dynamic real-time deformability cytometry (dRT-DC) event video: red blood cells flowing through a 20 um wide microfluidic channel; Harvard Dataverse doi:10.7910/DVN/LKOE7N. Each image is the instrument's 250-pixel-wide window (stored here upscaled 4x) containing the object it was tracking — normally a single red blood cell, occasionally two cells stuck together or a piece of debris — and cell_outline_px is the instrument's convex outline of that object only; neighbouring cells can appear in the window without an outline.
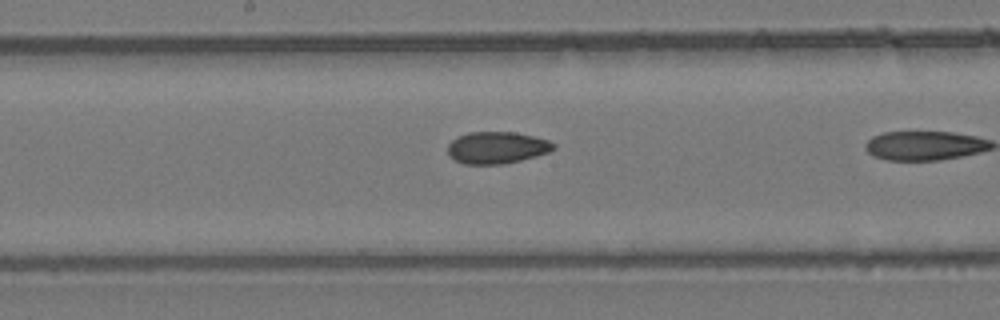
{"species": "common noctule bat (a hibernating species)", "species_latin": "Nyctalus noctula", "temperature_condition": "room temperature", "stored_images_in_passage": 8, "camera_frame_rate_fps": 3000, "um_per_image_px": 0.085, "animal": {"sex": "female", "body_mass_g": 24.6, "forearm_length_mm": 56.2}, "frame": {"image": 1, "passage_image": 7, "time_ms": 2.0, "image_size_px": [1000, 320], "cell_outline_px": [[556, 148], [548, 152], [536, 156], [504, 164], [464, 164], [456, 160], [448, 152], [448, 144], [452, 140], [468, 132], [516, 132], [548, 140], [556, 144]], "centroid_in_image_um": [42.26, 12.54], "position_along_channel_um": 205.9, "area_um2": 19.54}}